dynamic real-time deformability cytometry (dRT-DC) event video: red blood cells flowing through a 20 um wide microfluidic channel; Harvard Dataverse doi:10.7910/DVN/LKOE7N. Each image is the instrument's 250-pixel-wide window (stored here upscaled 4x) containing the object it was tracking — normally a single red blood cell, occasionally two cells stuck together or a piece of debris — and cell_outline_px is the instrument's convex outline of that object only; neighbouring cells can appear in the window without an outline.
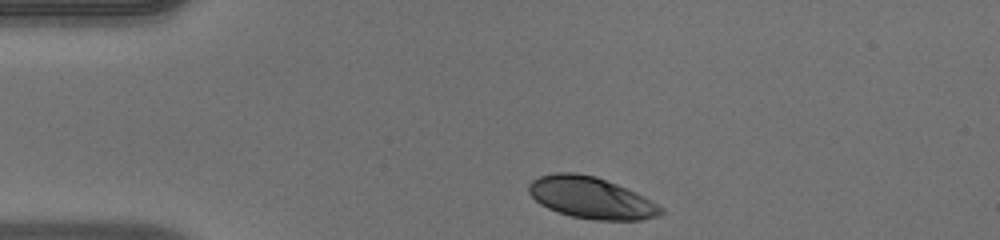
{"species": "human", "species_latin": "Homo sapiens", "temperature_condition": "warm", "stored_images_in_passage": 34, "camera_frame_rate_fps": 3000, "um_per_image_px": 0.085, "donor": {"sex": "male"}, "frame": {"image": 1, "passage_image": 1, "time_ms": 0.0, "image_size_px": [1000, 240], "cell_outline_px": [[664, 212], [660, 216], [640, 220], [592, 220], [572, 216], [548, 208], [540, 204], [528, 192], [528, 184], [532, 180], [540, 176], [556, 172], [576, 172], [596, 176], [636, 192], [644, 196], [664, 208]], "centroid_in_image_um": [50.26, 16.81], "position_along_channel_um": 34.7, "area_um2": 32.08}}
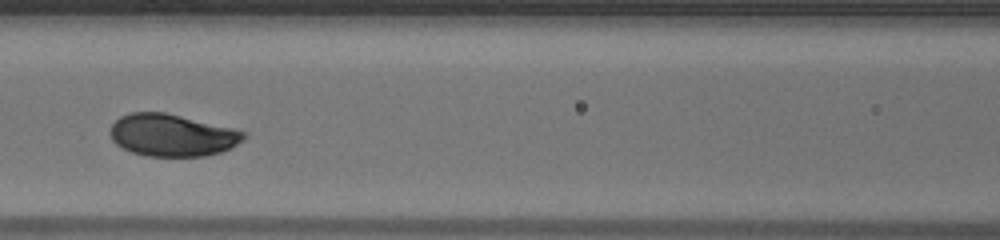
{"frame": {"image": 2, "passage_image": 13, "time_ms": 4.0, "image_size_px": [1000, 240], "cell_outline_px": [[248, 132], [244, 140], [220, 152], [208, 156], [148, 156], [132, 152], [116, 144], [112, 140], [112, 124], [120, 116], [132, 112], [164, 112], [232, 128]], "centroid_in_image_um": [14.65, 11.49], "position_along_channel_um": 152.0, "area_um2": 32.54}}
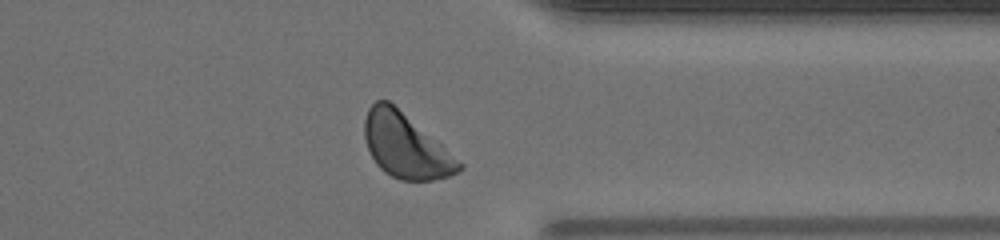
{"frame": {"image": 3, "passage_image": 30, "time_ms": 9.667, "image_size_px": [1000, 240], "cell_outline_px": [[464, 168], [460, 172], [448, 176], [432, 180], [400, 180], [384, 172], [376, 164], [368, 148], [364, 136], [364, 120], [368, 108], [376, 100], [388, 100], [464, 164]], "centroid_in_image_um": [34.46, 12.41], "position_along_channel_um": 376.9, "area_um2": 34.91}, "authors_computed_cell_mechanics": {"area_um2": 32.9171, "velocity_mm_per_s": 4.0581, "shape_relaxation_time_tau1_ms": 2.9832, "shape_relaxation_time_tau2_ms": null, "deformation_change_tau1": 0.1613, "deformation_change_tau2": null}}